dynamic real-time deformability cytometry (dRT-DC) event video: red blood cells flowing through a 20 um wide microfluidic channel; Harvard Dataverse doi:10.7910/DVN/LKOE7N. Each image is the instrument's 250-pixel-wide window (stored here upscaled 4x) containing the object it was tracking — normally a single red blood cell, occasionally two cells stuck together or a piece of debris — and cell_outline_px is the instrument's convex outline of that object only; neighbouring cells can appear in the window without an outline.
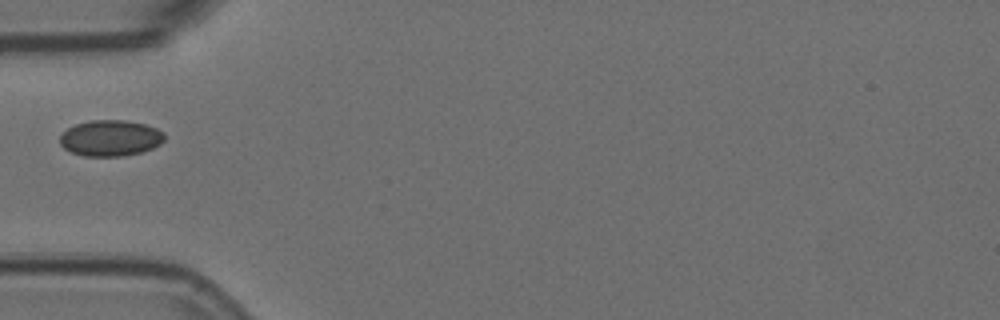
{"species": "Egyptian fruit bat (a non-hibernating species)", "species_latin": "Rousettus aegyptiacus", "temperature_condition": "room temperature", "stored_images_in_passage": 39, "camera_frame_rate_fps": 3000, "um_per_image_px": 0.085, "animal": {"sex": "female"}, "frame": {"image": 1, "passage_image": 1, "time_ms": 0.0, "image_size_px": [1000, 320], "cell_outline_px": [[164, 140], [160, 144], [152, 148], [140, 152], [124, 156], [84, 156], [72, 152], [64, 148], [60, 144], [60, 136], [68, 128], [76, 124], [88, 120], [124, 120], [144, 124], [156, 128], [164, 132]], "centroid_in_image_um": [9.38, 11.73], "position_along_channel_um": 75.6, "area_um2": 21.91}}
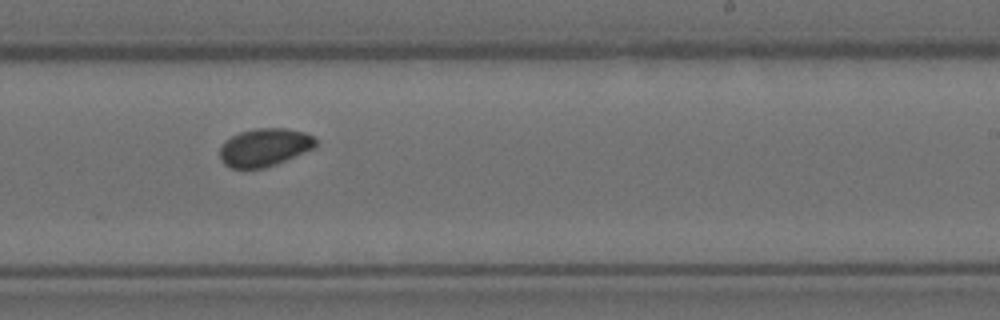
{"frame": {"image": 2, "passage_image": 17, "time_ms": 5.333, "image_size_px": [1000, 320], "cell_outline_px": [[316, 144], [312, 148], [276, 164], [264, 168], [232, 168], [224, 164], [220, 160], [220, 148], [224, 140], [240, 132], [256, 128], [288, 128], [304, 132], [312, 136], [316, 140]], "centroid_in_image_um": [22.44, 12.51], "position_along_channel_um": 266.6, "area_um2": 21.04}}
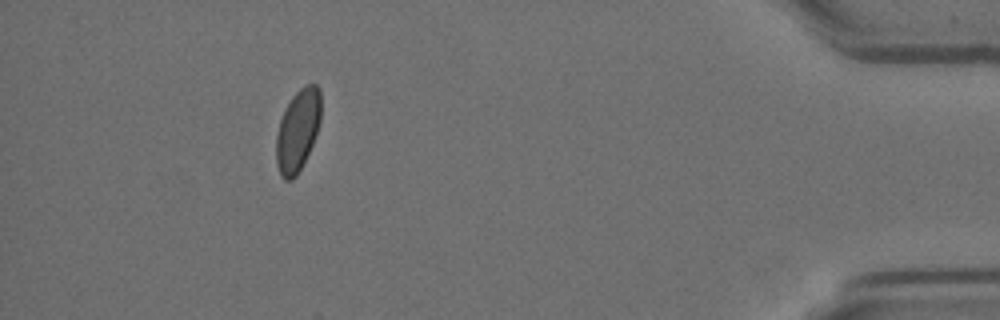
{"frame": {"image": 3, "passage_image": 34, "time_ms": 11.0, "image_size_px": [1000, 320], "cell_outline_px": [[320, 120], [312, 144], [296, 176], [292, 180], [284, 180], [280, 176], [276, 164], [276, 136], [280, 120], [284, 108], [292, 96], [304, 84], [316, 84], [320, 88]], "centroid_in_image_um": [25.28, 11.07], "position_along_channel_um": 409.9, "area_um2": 21.27}}